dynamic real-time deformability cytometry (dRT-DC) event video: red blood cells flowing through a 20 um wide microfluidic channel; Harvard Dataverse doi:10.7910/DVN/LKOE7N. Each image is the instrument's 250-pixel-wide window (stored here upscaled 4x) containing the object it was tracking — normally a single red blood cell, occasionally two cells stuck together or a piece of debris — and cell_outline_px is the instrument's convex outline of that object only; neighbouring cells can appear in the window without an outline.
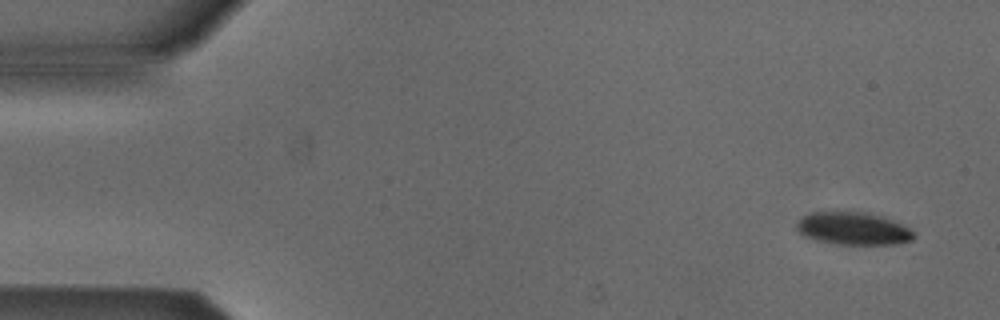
{"species": "Egyptian fruit bat (a non-hibernating species)", "species_latin": "Rousettus aegyptiacus", "temperature_condition": "cold", "stored_images_in_passage": 4, "camera_frame_rate_fps": 3000, "um_per_image_px": 0.085, "animal": {"sex": "male"}, "frame": {"image": 1, "passage_image": 1, "time_ms": 0.0, "image_size_px": [1000, 320], "cell_outline_px": [[916, 236], [912, 240], [900, 244], [836, 244], [816, 240], [804, 236], [796, 228], [796, 220], [812, 212], [864, 212], [884, 216], [908, 228]], "centroid_in_image_um": [72.51, 19.43], "position_along_channel_um": 12.5, "area_um2": 22.25}}
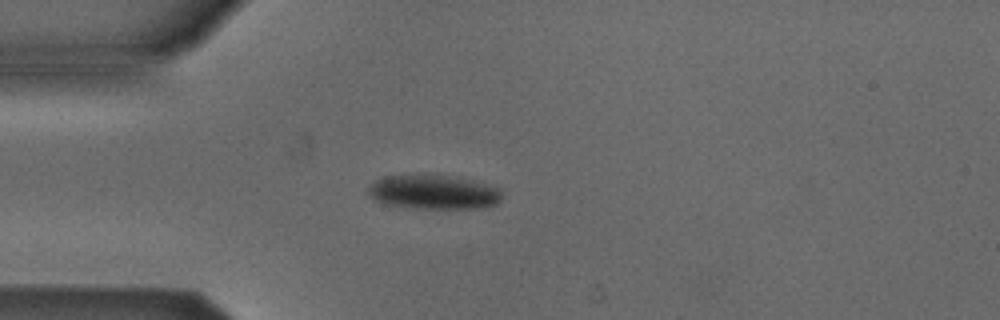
{"frame": {"image": 2, "passage_image": 4, "time_ms": 3.667, "image_size_px": [1000, 320], "cell_outline_px": [[504, 196], [496, 204], [484, 208], [412, 208], [384, 204], [372, 200], [368, 196], [368, 188], [376, 180], [384, 176], [448, 176], [468, 180], [500, 188]], "centroid_in_image_um": [36.84, 16.36], "position_along_channel_um": 48.2, "area_um2": 26.41}}